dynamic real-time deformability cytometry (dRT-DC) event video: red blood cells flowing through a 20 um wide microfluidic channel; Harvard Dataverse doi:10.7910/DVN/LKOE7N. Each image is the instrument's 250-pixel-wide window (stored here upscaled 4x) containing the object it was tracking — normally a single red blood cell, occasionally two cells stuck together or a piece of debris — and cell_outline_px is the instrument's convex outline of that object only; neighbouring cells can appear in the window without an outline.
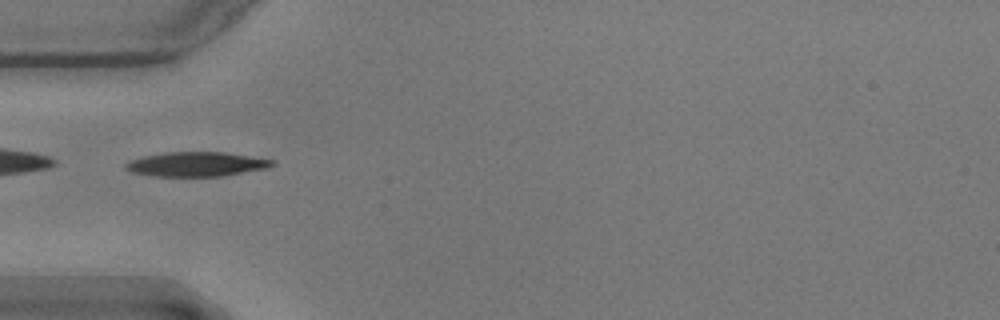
{"species": "common noctule bat (a hibernating species)", "species_latin": "Nyctalus noctula", "temperature_condition": "warm", "stored_images_in_passage": 41, "camera_frame_rate_fps": 3000, "um_per_image_px": 0.085, "animal": {"sex": "male", "body_mass_g": 17.9}, "frame": {"image": 1, "passage_image": 2, "time_ms": 0.333, "image_size_px": [1000, 320], "cell_outline_px": [[276, 164], [268, 168], [224, 176], [156, 176], [132, 172], [124, 168], [124, 164], [128, 160], [144, 156], [164, 152], [224, 152], [276, 160]], "centroid_in_image_um": [16.71, 13.95], "position_along_channel_um": 68.3, "area_um2": 21.04}}
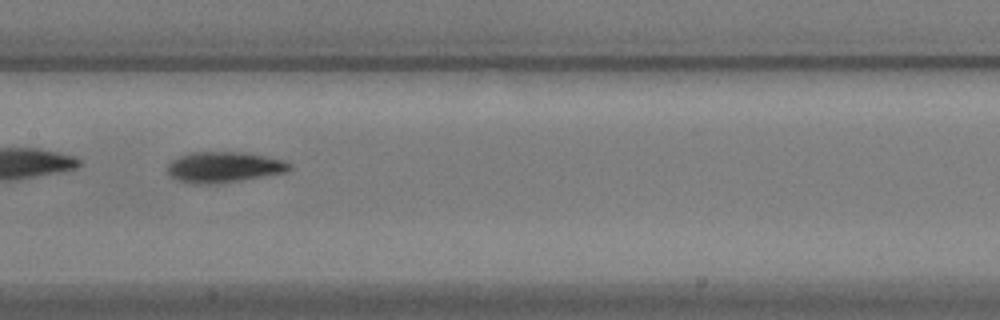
{"frame": {"image": 2, "passage_image": 12, "time_ms": 3.667, "image_size_px": [1000, 320], "cell_outline_px": [[292, 168], [288, 172], [240, 180], [204, 184], [196, 184], [176, 180], [168, 172], [168, 164], [172, 160], [180, 156], [192, 152], [244, 152], [284, 160], [292, 164]], "centroid_in_image_um": [19.06, 14.2], "position_along_channel_um": 188.3, "area_um2": 21.68}}
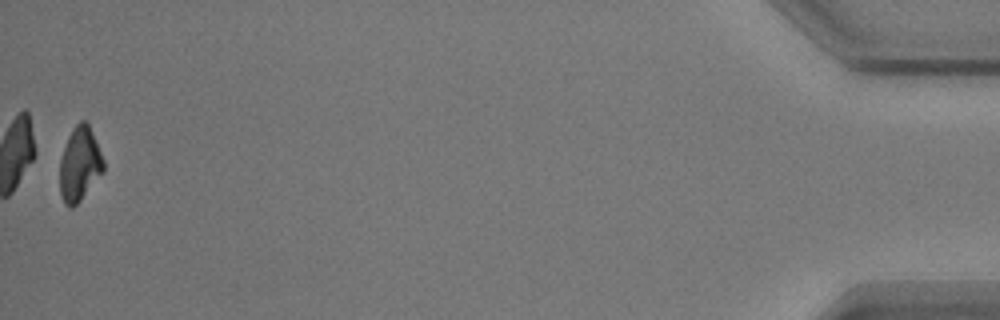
{"frame": {"image": 3, "passage_image": 40, "time_ms": 13.0, "image_size_px": [1000, 320], "cell_outline_px": [[104, 172], [80, 200], [72, 208], [68, 208], [64, 204], [60, 196], [60, 160], [68, 136], [76, 124], [80, 120], [84, 120], [88, 124], [104, 160]], "centroid_in_image_um": [6.76, 13.99], "position_along_channel_um": 428.4, "area_um2": 18.79}, "authors_computed_cell_mechanics": {"area_um2": 20.4612, "velocity_mm_per_s": 3.5765, "shape_relaxation_time_tau1_ms": 3.1771, "shape_relaxation_time_tau2_ms": 5.8348, "deformation_change_tau1": 0.1254, "deformation_change_tau2": 0.1097}}